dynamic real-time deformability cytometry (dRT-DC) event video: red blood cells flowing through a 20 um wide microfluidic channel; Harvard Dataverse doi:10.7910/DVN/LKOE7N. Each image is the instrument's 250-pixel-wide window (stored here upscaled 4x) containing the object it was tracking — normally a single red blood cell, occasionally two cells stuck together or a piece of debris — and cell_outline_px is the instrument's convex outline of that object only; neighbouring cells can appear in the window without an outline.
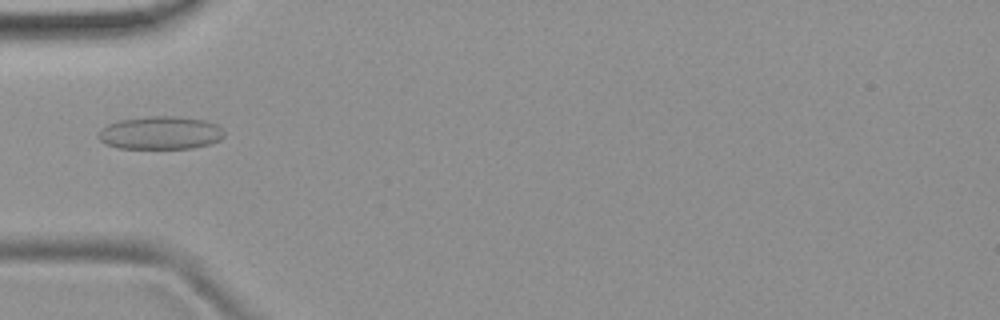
{"species": "common noctule bat (a hibernating species)", "species_latin": "Nyctalus noctula", "temperature_condition": "room temperature", "stored_images_in_passage": 7, "camera_frame_rate_fps": 3000, "um_per_image_px": 0.085, "animal": {"sex": "female", "body_mass_g": 19.9}, "frame": {"image": 1, "passage_image": 6, "time_ms": 6.0, "image_size_px": [1000, 320], "cell_outline_px": [[224, 136], [220, 140], [208, 144], [192, 148], [116, 148], [104, 144], [100, 140], [100, 128], [108, 124], [120, 120], [148, 116], [180, 116], [208, 120], [216, 124], [224, 132]], "centroid_in_image_um": [13.65, 11.28], "position_along_channel_um": 71.4, "area_um2": 24.33}}
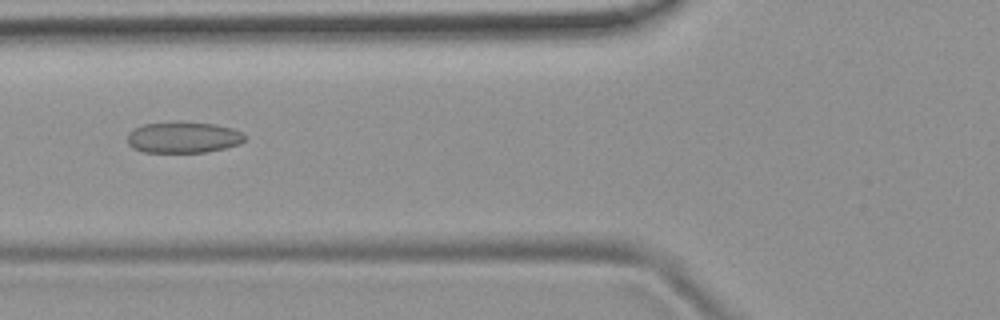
{"frame": {"image": 2, "passage_image": 7, "time_ms": 7.0, "image_size_px": [1000, 320], "cell_outline_px": [[244, 140], [240, 144], [208, 152], [144, 152], [132, 148], [128, 144], [128, 132], [132, 128], [144, 124], [176, 120], [180, 120], [212, 124], [232, 128], [240, 132], [244, 136]], "centroid_in_image_um": [15.52, 11.66], "position_along_channel_um": 110.3, "area_um2": 21.68}}